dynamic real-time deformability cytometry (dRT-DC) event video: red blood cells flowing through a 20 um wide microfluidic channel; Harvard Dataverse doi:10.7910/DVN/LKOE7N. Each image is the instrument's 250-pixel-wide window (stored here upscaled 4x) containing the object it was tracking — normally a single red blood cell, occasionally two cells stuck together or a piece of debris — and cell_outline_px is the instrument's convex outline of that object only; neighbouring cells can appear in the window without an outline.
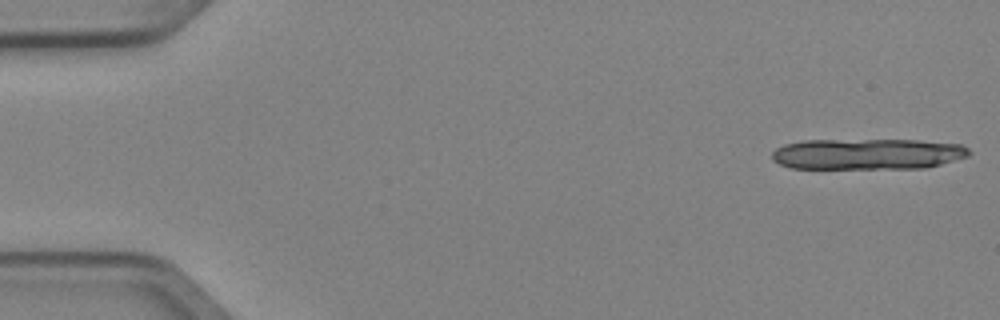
{"species": "Egyptian fruit bat (a non-hibernating species)", "species_latin": "Rousettus aegyptiacus", "temperature_condition": "cold", "stored_images_in_passage": 7, "camera_frame_rate_fps": 3000, "um_per_image_px": 0.085, "animal": {"sex": "female"}, "frame": {"image": 1, "passage_image": 1, "time_ms": 0.0, "image_size_px": [1000, 320], "cell_outline_px": [[972, 152], [968, 156], [940, 164], [924, 168], [792, 168], [780, 164], [772, 160], [772, 152], [776, 148], [784, 144], [804, 140], [916, 140], [960, 144], [968, 148]], "centroid_in_image_um": [73.72, 13.08], "position_along_channel_um": 11.3, "area_um2": 35.49}}
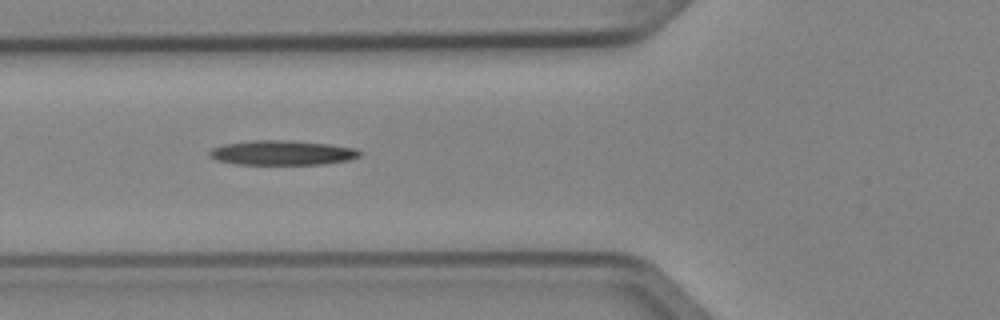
{"frame": {"image": 2, "passage_image": 6, "time_ms": 1.667, "image_size_px": [1000, 320], "cell_outline_px": [[360, 156], [348, 160], [324, 164], [236, 164], [216, 160], [208, 156], [208, 152], [212, 148], [224, 144], [252, 140], [292, 140], [328, 144], [356, 148], [360, 152]], "centroid_in_image_um": [23.95, 12.98], "position_along_channel_um": 101.8, "area_um2": 21.62}}
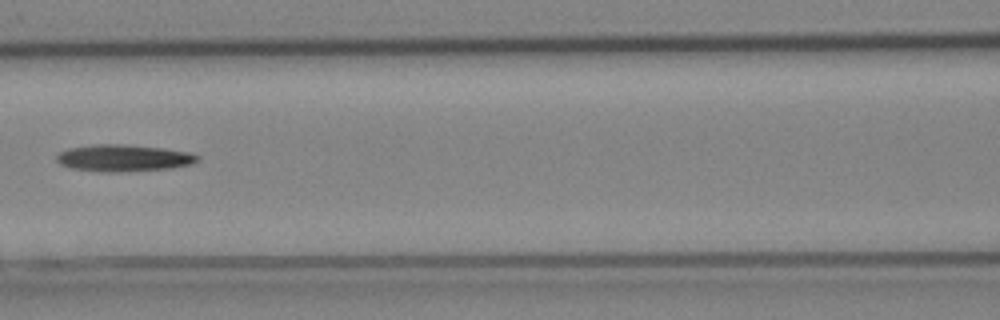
{"frame": {"image": 3, "passage_image": 7, "time_ms": 2.0, "image_size_px": [1000, 320], "cell_outline_px": [[200, 160], [192, 164], [172, 168], [120, 172], [104, 172], [72, 168], [60, 164], [56, 160], [56, 156], [60, 152], [68, 148], [92, 144], [116, 144], [160, 148], [188, 152], [200, 156]], "centroid_in_image_um": [10.5, 13.44], "position_along_channel_um": 156.1, "area_um2": 21.96}}